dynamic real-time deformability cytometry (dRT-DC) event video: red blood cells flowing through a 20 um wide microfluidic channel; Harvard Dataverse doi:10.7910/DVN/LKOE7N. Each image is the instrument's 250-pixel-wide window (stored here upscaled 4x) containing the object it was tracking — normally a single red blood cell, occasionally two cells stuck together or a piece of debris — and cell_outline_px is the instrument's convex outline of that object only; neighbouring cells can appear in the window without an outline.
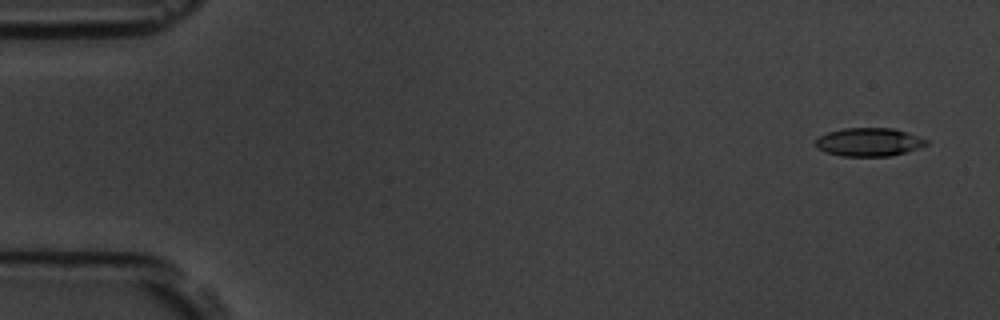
{"species": "common noctule bat (a hibernating species)", "species_latin": "Nyctalus noctula", "temperature_condition": "room temperature", "stored_images_in_passage": 6, "camera_frame_rate_fps": 3000, "um_per_image_px": 0.085, "animal": {"sex": "male", "body_mass_g": 19.5, "forearm_length_mm": 54.6}, "frame": {"image": 1, "passage_image": 1, "time_ms": 0.0, "image_size_px": [1000, 320], "cell_outline_px": [[928, 144], [904, 152], [888, 156], [840, 156], [824, 152], [816, 148], [816, 140], [820, 136], [828, 132], [844, 128], [892, 128], [928, 140]], "centroid_in_image_um": [73.79, 12.08], "position_along_channel_um": 11.2, "area_um2": 18.03}}
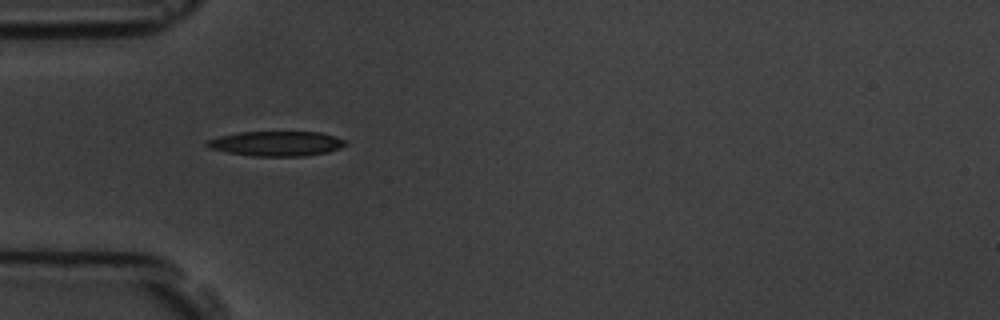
{"frame": {"image": 2, "passage_image": 5, "time_ms": 4.667, "image_size_px": [1000, 320], "cell_outline_px": [[348, 144], [340, 148], [328, 152], [304, 156], [252, 156], [228, 152], [208, 148], [204, 144], [208, 140], [220, 136], [240, 132], [320, 132], [344, 140]], "centroid_in_image_um": [23.48, 12.21], "position_along_channel_um": 61.5, "area_um2": 19.94}}
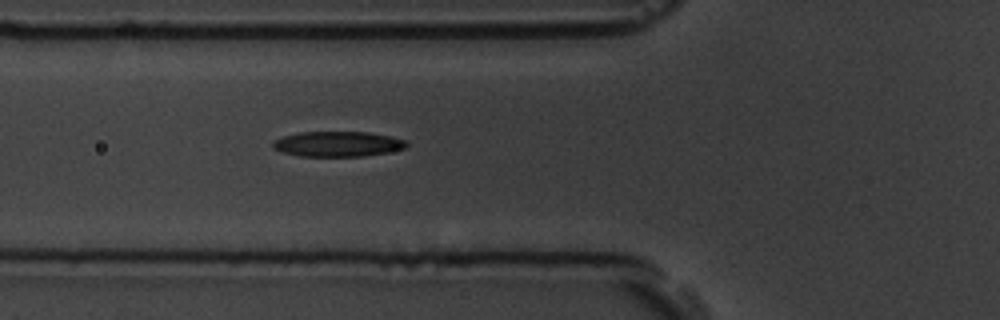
{"frame": {"image": 3, "passage_image": 6, "time_ms": 5.667, "image_size_px": [1000, 320], "cell_outline_px": [[408, 144], [404, 148], [388, 152], [364, 156], [300, 156], [284, 152], [272, 148], [272, 144], [276, 140], [284, 136], [300, 132], [368, 132], [392, 136], [404, 140]], "centroid_in_image_um": [28.72, 12.24], "position_along_channel_um": 97.1, "area_um2": 19.48}}